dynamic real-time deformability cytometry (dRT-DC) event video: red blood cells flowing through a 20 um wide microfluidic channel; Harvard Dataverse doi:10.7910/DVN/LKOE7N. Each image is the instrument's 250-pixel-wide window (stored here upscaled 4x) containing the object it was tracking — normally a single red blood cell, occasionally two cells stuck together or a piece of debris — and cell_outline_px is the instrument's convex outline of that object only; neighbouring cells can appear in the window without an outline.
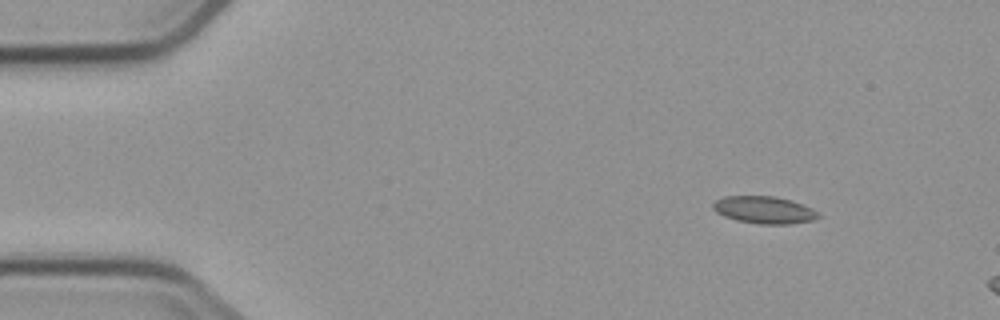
{"species": "common noctule bat (a hibernating species)", "species_latin": "Nyctalus noctula", "temperature_condition": "cold", "stored_images_in_passage": 3, "camera_frame_rate_fps": 3000, "um_per_image_px": 0.085, "animal": {"sex": "male", "body_mass_g": 23.1, "forearm_length_mm": 52.7}, "frame": {"image": 1, "passage_image": 1, "time_ms": 0.0, "image_size_px": [1000, 320], "cell_outline_px": [[820, 216], [812, 220], [792, 224], [760, 224], [736, 220], [724, 216], [716, 212], [712, 208], [712, 204], [716, 200], [724, 196], [776, 196], [792, 200], [804, 204], [812, 208]], "centroid_in_image_um": [64.95, 17.84], "position_along_channel_um": 20.1, "area_um2": 16.82}}